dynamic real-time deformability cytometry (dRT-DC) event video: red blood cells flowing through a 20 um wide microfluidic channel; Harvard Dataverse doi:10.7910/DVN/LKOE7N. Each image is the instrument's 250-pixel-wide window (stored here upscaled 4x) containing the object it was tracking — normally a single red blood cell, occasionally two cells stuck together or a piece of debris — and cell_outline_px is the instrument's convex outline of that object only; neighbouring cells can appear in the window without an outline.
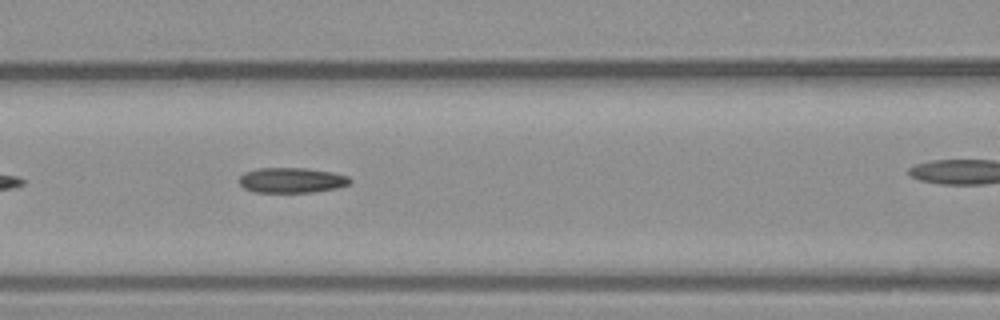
{"species": "common noctule bat (a hibernating species)", "species_latin": "Nyctalus noctula", "temperature_condition": "warm", "stored_images_in_passage": 29, "camera_frame_rate_fps": 3000, "um_per_image_px": 0.085, "animal": {"sex": "male", "body_mass_g": 23.1, "forearm_length_mm": 52.7}, "frame": {"image": 1, "passage_image": 9, "time_ms": 2.667, "image_size_px": [1000, 320], "cell_outline_px": [[352, 180], [348, 184], [340, 188], [312, 192], [252, 192], [244, 188], [240, 184], [240, 176], [244, 172], [260, 168], [304, 168], [332, 172], [348, 176]], "centroid_in_image_um": [24.8, 15.32], "position_along_channel_um": 141.8, "area_um2": 16.3}}
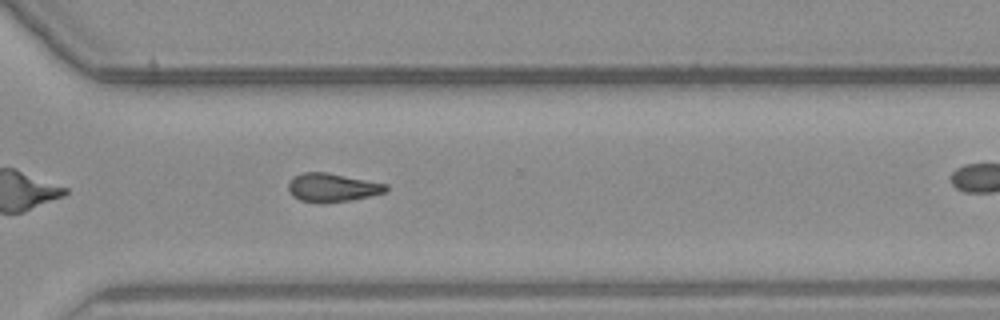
{"frame": {"image": 2, "passage_image": 25, "time_ms": 8.0, "image_size_px": [1000, 320], "cell_outline_px": [[388, 192], [372, 196], [352, 200], [324, 204], [300, 200], [292, 196], [288, 192], [288, 184], [292, 176], [304, 172], [324, 172], [368, 180], [388, 184]], "centroid_in_image_um": [28.25, 15.96], "position_along_channel_um": 342.3, "area_um2": 16.59}}